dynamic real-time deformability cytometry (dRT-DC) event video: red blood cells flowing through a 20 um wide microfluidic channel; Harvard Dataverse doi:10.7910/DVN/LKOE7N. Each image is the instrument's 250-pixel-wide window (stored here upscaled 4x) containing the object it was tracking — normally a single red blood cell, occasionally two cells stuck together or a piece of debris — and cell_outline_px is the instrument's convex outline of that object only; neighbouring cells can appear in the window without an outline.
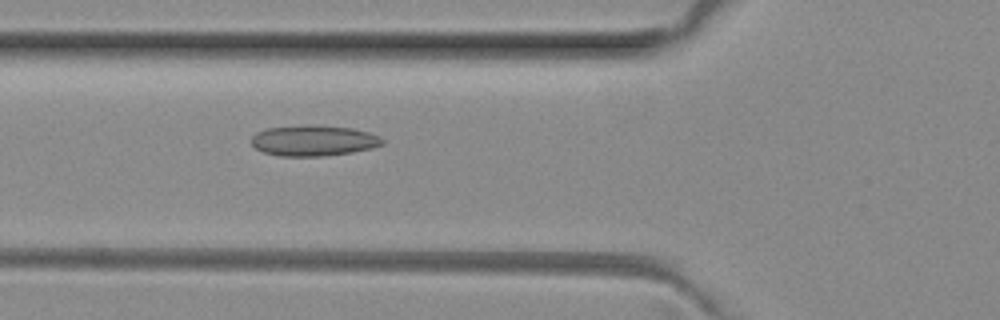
{"species": "common noctule bat (a hibernating species)", "species_latin": "Nyctalus noctula", "temperature_condition": "room temperature", "stored_images_in_passage": 50, "camera_frame_rate_fps": 3000, "um_per_image_px": 0.085, "animal": {"sex": "female", "body_mass_g": 29.2, "forearm_length_mm": 56.3}, "frame": {"image": 1, "passage_image": 18, "time_ms": 5.667, "image_size_px": [1000, 320], "cell_outline_px": [[384, 144], [372, 148], [352, 152], [324, 156], [280, 156], [264, 152], [256, 148], [252, 144], [252, 136], [256, 132], [268, 128], [308, 124], [312, 124], [352, 128], [368, 132], [380, 136], [384, 140]], "centroid_in_image_um": [26.67, 11.94], "position_along_channel_um": 99.1, "area_um2": 23.58}}
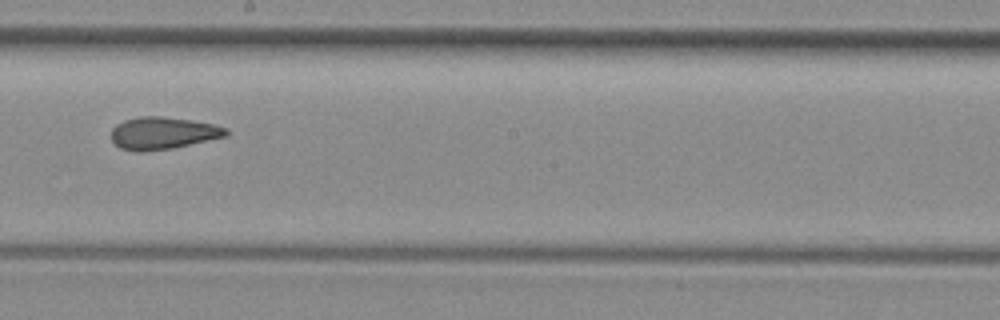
{"frame": {"image": 2, "passage_image": 28, "time_ms": 9.0, "image_size_px": [1000, 320], "cell_outline_px": [[228, 136], [172, 148], [144, 152], [136, 152], [120, 148], [112, 140], [112, 128], [116, 124], [124, 120], [140, 116], [160, 116], [192, 120], [216, 124], [228, 128]], "centroid_in_image_um": [13.87, 11.31], "position_along_channel_um": 234.3, "area_um2": 21.79}}
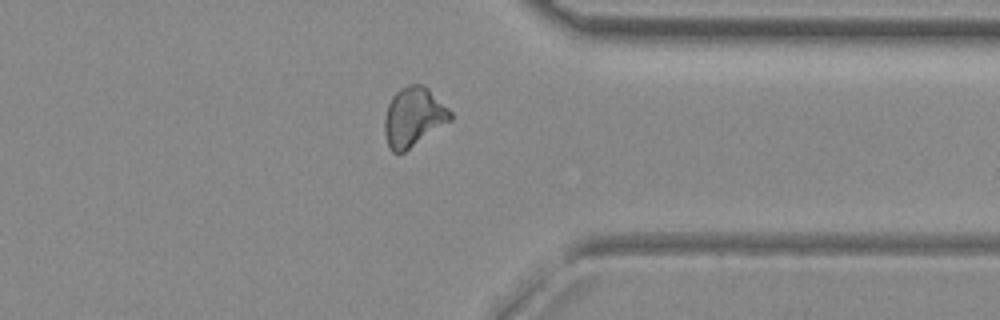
{"frame": {"image": 3, "passage_image": 39, "time_ms": 12.667, "image_size_px": [1000, 320], "cell_outline_px": [[452, 120], [404, 152], [392, 152], [388, 144], [384, 132], [384, 120], [388, 104], [392, 96], [400, 88], [408, 84], [424, 84], [452, 112]], "centroid_in_image_um": [35.15, 9.92], "position_along_channel_um": 376.3, "area_um2": 22.66}, "authors_computed_cell_mechanics": {"area_um2": 22.0218, "velocity_mm_per_s": 4.0521, "shape_relaxation_time_tau1_ms": null, "shape_relaxation_time_tau2_ms": 2.642, "deformation_change_tau1": null, "deformation_change_tau2": 0.1012}}